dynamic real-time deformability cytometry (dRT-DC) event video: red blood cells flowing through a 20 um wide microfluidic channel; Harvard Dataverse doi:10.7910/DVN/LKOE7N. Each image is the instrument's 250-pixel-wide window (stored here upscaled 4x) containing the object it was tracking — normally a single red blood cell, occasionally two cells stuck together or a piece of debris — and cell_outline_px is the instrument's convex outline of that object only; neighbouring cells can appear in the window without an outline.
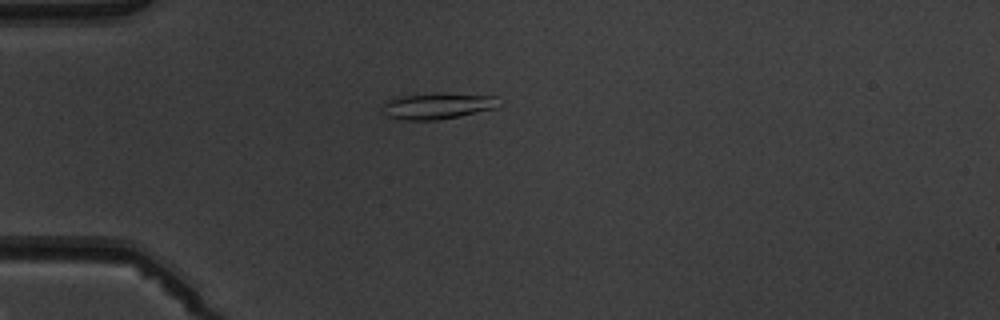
{"species": "common noctule bat (a hibernating species)", "species_latin": "Nyctalus noctula", "temperature_condition": "warm", "stored_images_in_passage": 5, "camera_frame_rate_fps": 3000, "um_per_image_px": 0.085, "animal": {"sex": "male", "body_mass_g": 19.5, "forearm_length_mm": 54.6}, "frame": {"image": 1, "passage_image": 5, "time_ms": 4.667, "image_size_px": [1000, 320], "cell_outline_px": [[496, 108], [460, 116], [436, 120], [404, 120], [388, 116], [380, 108], [388, 100], [400, 96], [436, 92], [444, 92], [496, 96]], "centroid_in_image_um": [37.16, 8.99], "position_along_channel_um": 47.8, "area_um2": 17.86}}